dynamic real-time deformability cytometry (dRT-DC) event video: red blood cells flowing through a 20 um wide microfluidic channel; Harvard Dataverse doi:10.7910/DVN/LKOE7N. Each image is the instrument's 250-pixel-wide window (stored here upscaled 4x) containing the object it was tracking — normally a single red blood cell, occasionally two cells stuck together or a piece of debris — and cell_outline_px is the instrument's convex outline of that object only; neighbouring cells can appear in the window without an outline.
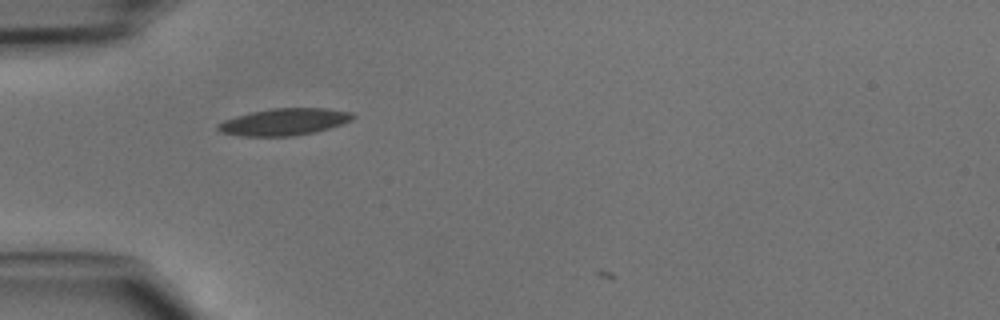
{"species": "common noctule bat (a hibernating species)", "species_latin": "Nyctalus noctula", "temperature_condition": "cold", "stored_images_in_passage": 5, "camera_frame_rate_fps": 3000, "um_per_image_px": 0.085, "animal": {"sex": "male", "body_mass_g": 15.6}, "frame": {"image": 1, "passage_image": 2, "time_ms": 0.333, "image_size_px": [1000, 320], "cell_outline_px": [[356, 116], [352, 120], [316, 132], [292, 136], [240, 136], [220, 132], [216, 128], [216, 124], [224, 120], [236, 116], [252, 112], [272, 108], [328, 108], [352, 112]], "centroid_in_image_um": [24.15, 10.36], "position_along_channel_um": 60.9, "area_um2": 21.21}}